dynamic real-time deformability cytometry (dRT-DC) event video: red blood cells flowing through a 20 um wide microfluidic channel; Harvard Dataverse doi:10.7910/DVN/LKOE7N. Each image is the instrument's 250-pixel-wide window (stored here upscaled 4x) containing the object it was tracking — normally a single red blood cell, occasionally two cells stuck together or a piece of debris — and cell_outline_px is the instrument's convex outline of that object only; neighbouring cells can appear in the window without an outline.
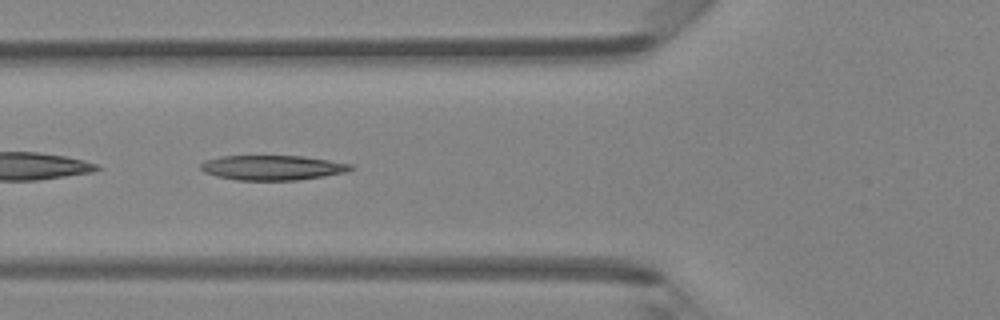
{"species": "Egyptian fruit bat (a non-hibernating species)", "species_latin": "Rousettus aegyptiacus", "temperature_condition": "room temperature", "stored_images_in_passage": 45, "camera_frame_rate_fps": 3000, "um_per_image_px": 0.085, "animal": {"sex": "female"}, "frame": {"image": 1, "passage_image": 16, "time_ms": 5.0, "image_size_px": [1000, 320], "cell_outline_px": [[356, 168], [348, 172], [300, 180], [236, 180], [216, 176], [204, 172], [200, 168], [200, 164], [204, 160], [220, 156], [304, 156], [352, 164]], "centroid_in_image_um": [23.17, 14.25], "position_along_channel_um": 102.6, "area_um2": 21.91}}
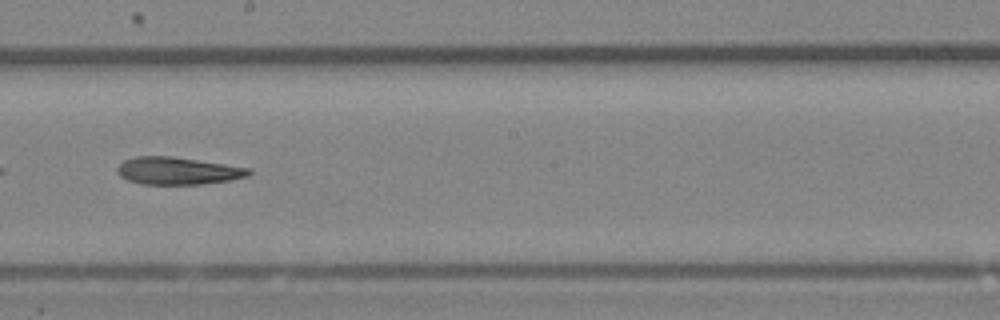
{"frame": {"image": 2, "passage_image": 25, "time_ms": 8.0, "image_size_px": [1000, 320], "cell_outline_px": [[252, 172], [248, 176], [228, 180], [200, 184], [140, 184], [128, 180], [120, 176], [116, 172], [116, 168], [124, 160], [136, 156], [172, 156], [252, 168]], "centroid_in_image_um": [15.09, 14.51], "position_along_channel_um": 233.1, "area_um2": 21.04}}
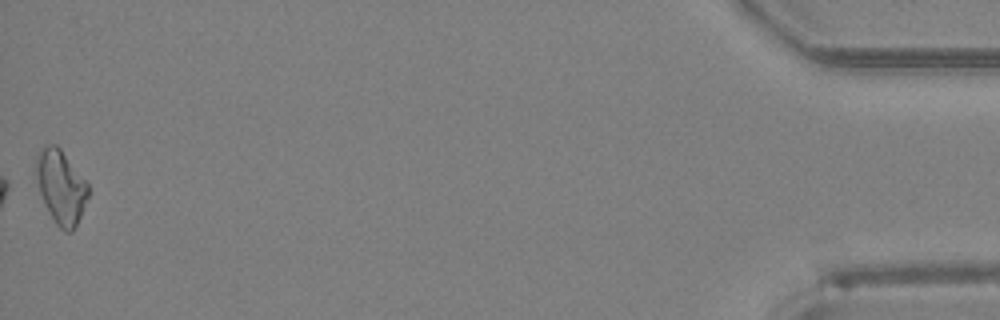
{"frame": {"image": 3, "passage_image": 45, "time_ms": 14.667, "image_size_px": [1000, 320], "cell_outline_px": [[88, 196], [80, 216], [72, 232], [64, 232], [56, 224], [40, 192], [36, 180], [36, 156], [44, 144], [56, 144], [60, 148], [88, 184]], "centroid_in_image_um": [5.17, 15.85], "position_along_channel_um": 430.0, "area_um2": 21.91}}